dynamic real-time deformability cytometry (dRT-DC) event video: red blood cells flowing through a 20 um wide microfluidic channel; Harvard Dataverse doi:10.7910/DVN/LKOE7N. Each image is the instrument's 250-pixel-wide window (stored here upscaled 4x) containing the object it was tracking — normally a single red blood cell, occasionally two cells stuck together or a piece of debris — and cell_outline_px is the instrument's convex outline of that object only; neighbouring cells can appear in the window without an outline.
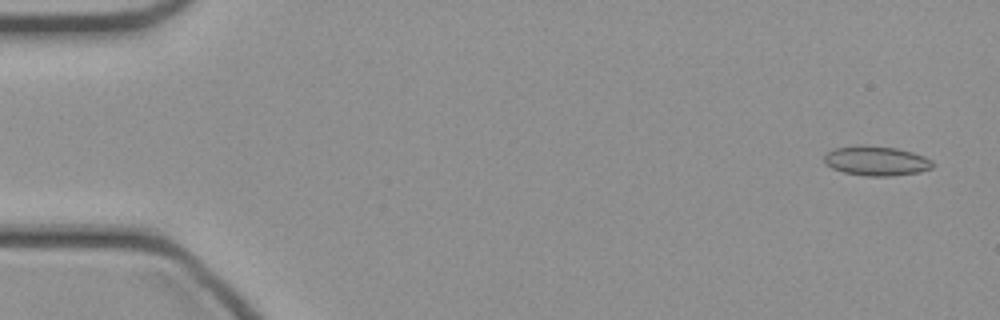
{"species": "common noctule bat (a hibernating species)", "species_latin": "Nyctalus noctula", "temperature_condition": "cold", "stored_images_in_passage": 47, "camera_frame_rate_fps": 3000, "um_per_image_px": 0.085, "animal": {"sex": "female", "body_mass_g": 21.9}, "frame": {"image": 1, "passage_image": 2, "time_ms": 0.333, "image_size_px": [1000, 320], "cell_outline_px": [[936, 164], [932, 168], [920, 172], [888, 176], [868, 176], [844, 172], [832, 168], [824, 164], [824, 156], [828, 152], [836, 148], [860, 144], [896, 148], [912, 152], [924, 156], [932, 160]], "centroid_in_image_um": [74.5, 13.67], "position_along_channel_um": 10.5, "area_um2": 18.79}}
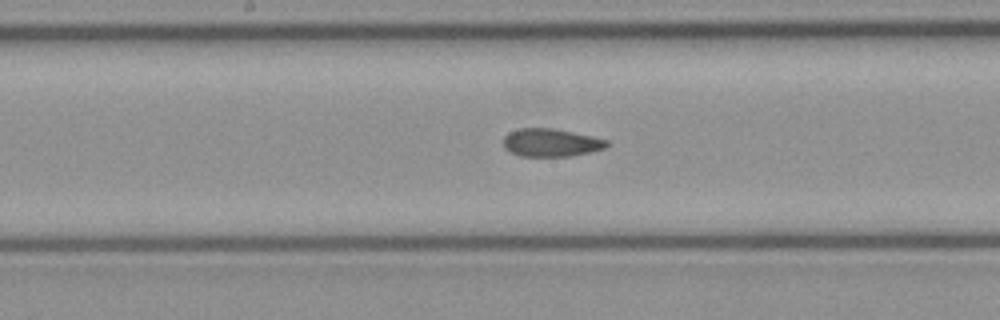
{"frame": {"image": 2, "passage_image": 24, "time_ms": 7.667, "image_size_px": [1000, 320], "cell_outline_px": [[608, 144], [604, 148], [592, 152], [568, 156], [520, 156], [504, 148], [504, 136], [508, 132], [520, 128], [552, 128], [592, 136], [608, 140]], "centroid_in_image_um": [46.82, 12.12], "position_along_channel_um": 201.4, "area_um2": 16.76}}
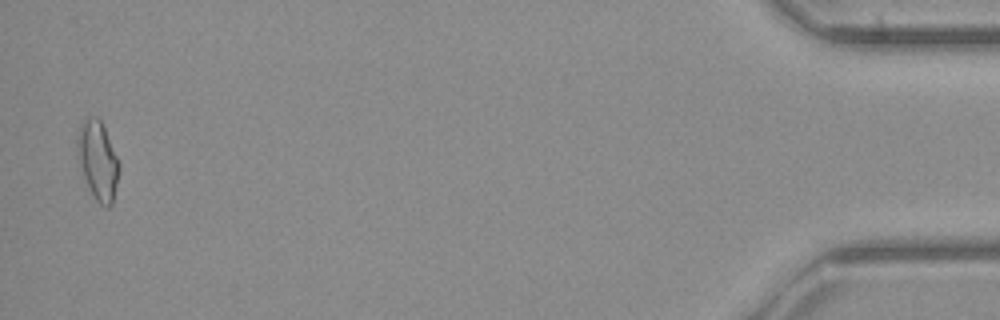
{"frame": {"image": 3, "passage_image": 46, "time_ms": 15.0, "image_size_px": [1000, 320], "cell_outline_px": [[120, 168], [112, 204], [108, 208], [100, 204], [96, 200], [84, 176], [76, 144], [76, 136], [80, 124], [84, 116], [96, 116], [100, 120], [104, 128], [120, 164]], "centroid_in_image_um": [8.31, 13.58], "position_along_channel_um": 426.9, "area_um2": 18.84}}